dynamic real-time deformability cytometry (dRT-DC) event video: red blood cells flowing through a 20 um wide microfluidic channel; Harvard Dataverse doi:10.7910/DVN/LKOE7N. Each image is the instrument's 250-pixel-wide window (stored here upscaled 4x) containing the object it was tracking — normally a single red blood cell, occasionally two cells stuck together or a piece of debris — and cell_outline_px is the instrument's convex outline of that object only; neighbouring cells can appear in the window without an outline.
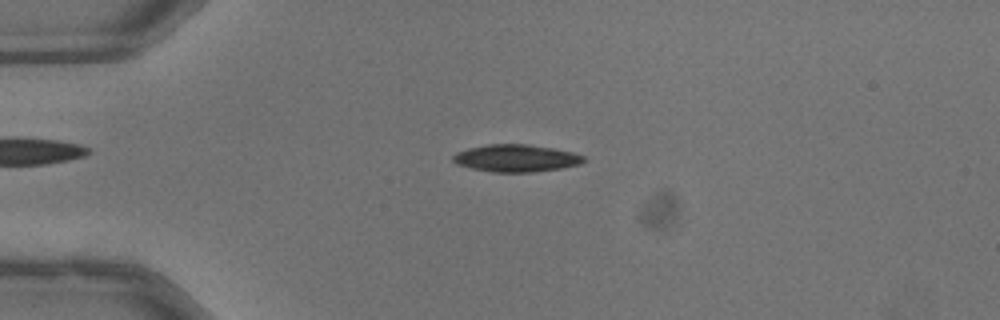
{"species": "common noctule bat (a hibernating species)", "species_latin": "Nyctalus noctula", "temperature_condition": "warm", "stored_images_in_passage": 52, "camera_frame_rate_fps": 3000, "um_per_image_px": 0.085, "animal": {"sex": "male", "body_mass_g": 13.3}, "frame": {"image": 1, "passage_image": 13, "time_ms": 4.0, "image_size_px": [1000, 320], "cell_outline_px": [[588, 160], [580, 164], [560, 168], [532, 172], [492, 172], [472, 168], [456, 164], [452, 160], [452, 156], [456, 152], [468, 148], [488, 144], [528, 144], [552, 148], [572, 152], [584, 156]], "centroid_in_image_um": [43.86, 13.44], "position_along_channel_um": 41.1, "area_um2": 20.81}}
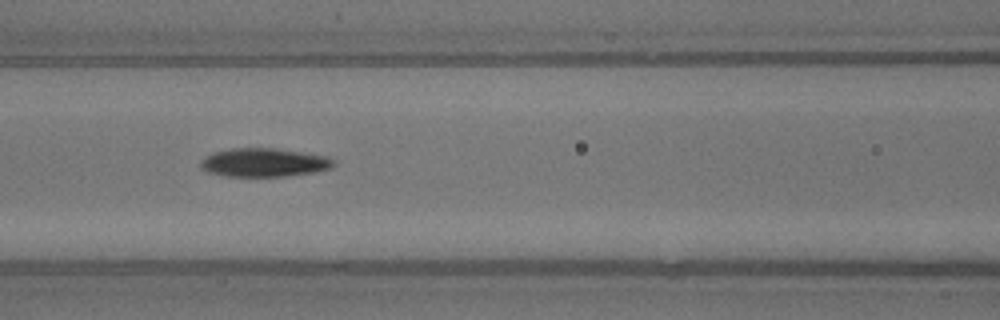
{"frame": {"image": 2, "passage_image": 23, "time_ms": 7.333, "image_size_px": [1000, 320], "cell_outline_px": [[336, 164], [332, 168], [312, 172], [284, 176], [224, 176], [208, 172], [200, 168], [200, 160], [204, 156], [212, 152], [232, 148], [276, 148], [328, 156], [336, 160]], "centroid_in_image_um": [22.43, 13.8], "position_along_channel_um": 144.2, "area_um2": 22.37}}
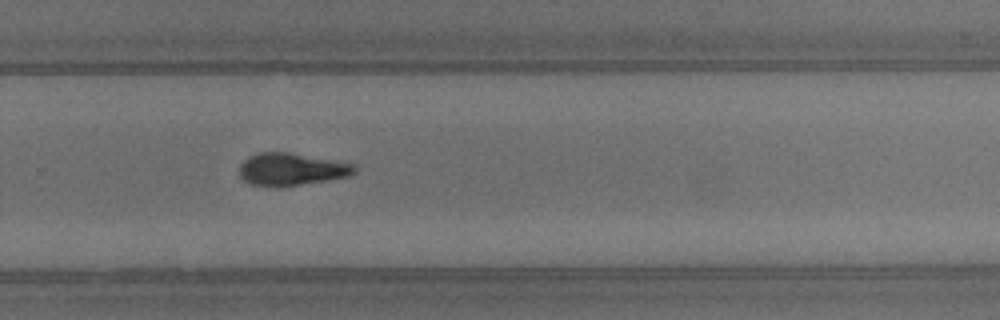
{"frame": {"image": 3, "passage_image": 35, "time_ms": 11.333, "image_size_px": [1000, 320], "cell_outline_px": [[356, 172], [348, 176], [328, 180], [280, 188], [276, 188], [252, 184], [244, 180], [240, 176], [240, 164], [248, 156], [260, 152], [288, 152], [356, 164]], "centroid_in_image_um": [24.76, 14.4], "position_along_channel_um": 305.0, "area_um2": 21.96}, "authors_computed_cell_mechanics": {"area_um2": 21.0103, "velocity_mm_per_s": 4.035, "shape_relaxation_time_tau1_ms": 3.4399, "shape_relaxation_time_tau2_ms": 10.7295, "deformation_change_tau1": 0.1665, "deformation_change_tau2": 0.1995}}